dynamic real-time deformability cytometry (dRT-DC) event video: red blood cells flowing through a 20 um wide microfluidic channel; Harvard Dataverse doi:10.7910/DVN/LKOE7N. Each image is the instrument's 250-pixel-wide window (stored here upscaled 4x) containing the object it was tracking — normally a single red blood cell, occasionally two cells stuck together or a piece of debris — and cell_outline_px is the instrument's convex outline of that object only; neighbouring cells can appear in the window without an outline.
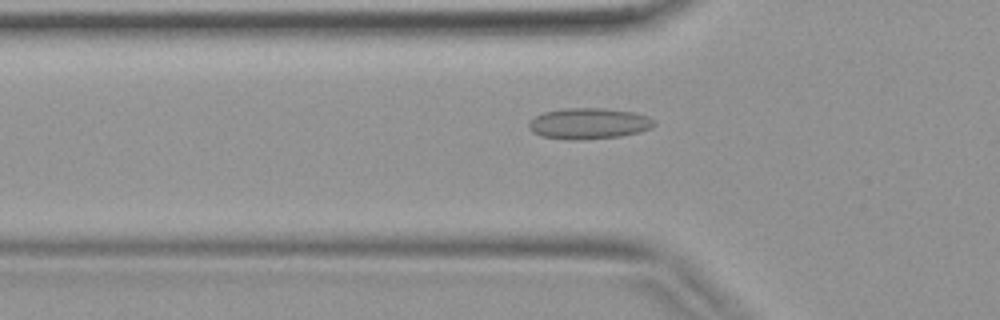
{"species": "common noctule bat (a hibernating species)", "species_latin": "Nyctalus noctula", "temperature_condition": "warm", "stored_images_in_passage": 37, "camera_frame_rate_fps": 3000, "um_per_image_px": 0.085, "animal": {"sex": "female", "body_mass_g": 19.9}, "frame": {"image": 1, "passage_image": 10, "time_ms": 3.0, "image_size_px": [1000, 320], "cell_outline_px": [[656, 124], [652, 128], [640, 132], [620, 136], [576, 140], [572, 140], [540, 136], [532, 132], [528, 128], [528, 124], [536, 116], [544, 112], [564, 108], [604, 108], [636, 112], [648, 116], [656, 120]], "centroid_in_image_um": [50.09, 10.49], "position_along_channel_um": 75.7, "area_um2": 22.83}}
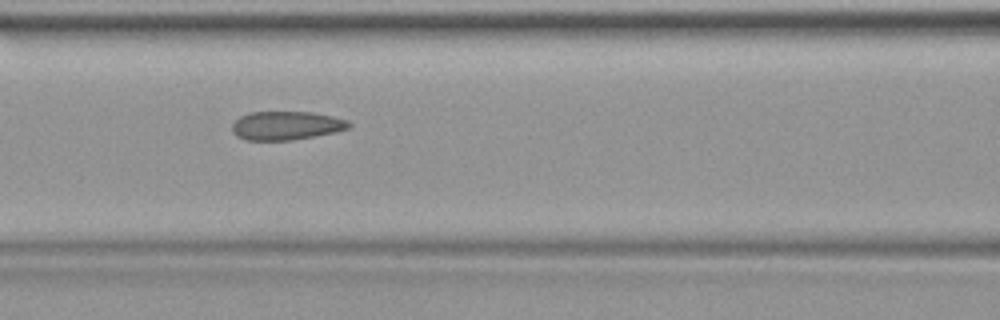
{"frame": {"image": 2, "passage_image": 14, "time_ms": 4.333, "image_size_px": [1000, 320], "cell_outline_px": [[352, 124], [348, 128], [336, 132], [292, 140], [244, 140], [236, 136], [232, 132], [232, 124], [240, 116], [248, 112], [312, 112], [332, 116], [348, 120]], "centroid_in_image_um": [24.31, 10.67], "position_along_channel_um": 142.3, "area_um2": 19.59}}
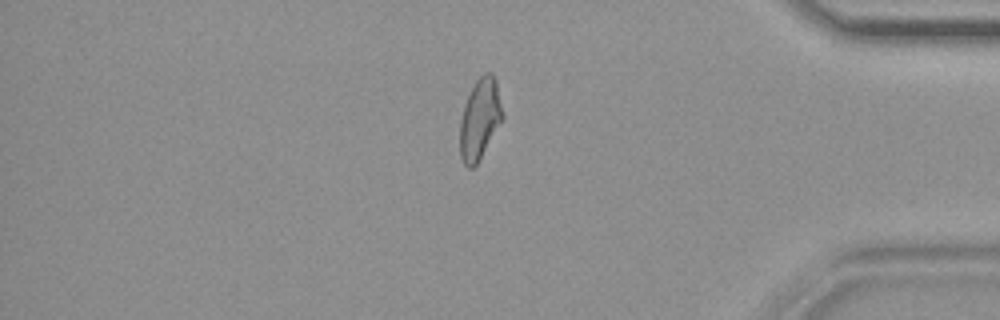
{"frame": {"image": 3, "passage_image": 31, "time_ms": 10.0, "image_size_px": [1000, 320], "cell_outline_px": [[504, 116], [476, 164], [472, 168], [468, 168], [464, 164], [460, 156], [460, 120], [464, 104], [476, 80], [484, 72], [492, 72], [496, 76]], "centroid_in_image_um": [40.79, 10.06], "position_along_channel_um": 394.4, "area_um2": 19.94}}